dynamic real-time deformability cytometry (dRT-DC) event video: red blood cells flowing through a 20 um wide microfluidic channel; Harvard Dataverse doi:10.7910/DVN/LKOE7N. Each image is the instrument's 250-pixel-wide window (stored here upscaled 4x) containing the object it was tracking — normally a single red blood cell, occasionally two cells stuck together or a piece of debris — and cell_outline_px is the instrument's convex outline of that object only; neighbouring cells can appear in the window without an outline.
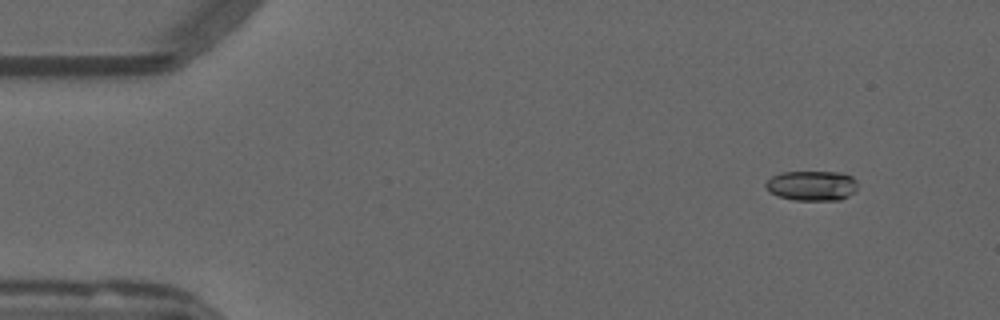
{"species": "common noctule bat (a hibernating species)", "species_latin": "Nyctalus noctula", "temperature_condition": "warm", "stored_images_in_passage": 54, "camera_frame_rate_fps": 3000, "um_per_image_px": 0.085, "animal": {"sex": "male", "forearm_length_mm": 52.5}, "frame": {"image": 1, "passage_image": 5, "time_ms": 1.333, "image_size_px": [1000, 320], "cell_outline_px": [[856, 192], [840, 200], [792, 200], [776, 196], [768, 192], [764, 184], [772, 176], [780, 172], [840, 172], [852, 176], [856, 180]], "centroid_in_image_um": [68.99, 15.79], "position_along_channel_um": 16.0, "area_um2": 16.3}}
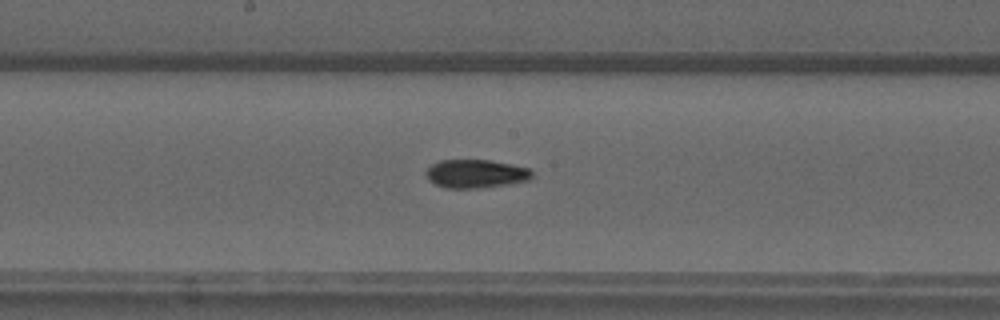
{"frame": {"image": 2, "passage_image": 28, "time_ms": 9.0, "image_size_px": [1000, 320], "cell_outline_px": [[532, 180], [508, 184], [476, 188], [444, 188], [428, 180], [424, 172], [432, 164], [440, 160], [488, 160], [512, 164], [528, 168], [532, 172]], "centroid_in_image_um": [40.43, 14.77], "position_along_channel_um": 207.8, "area_um2": 17.63}}
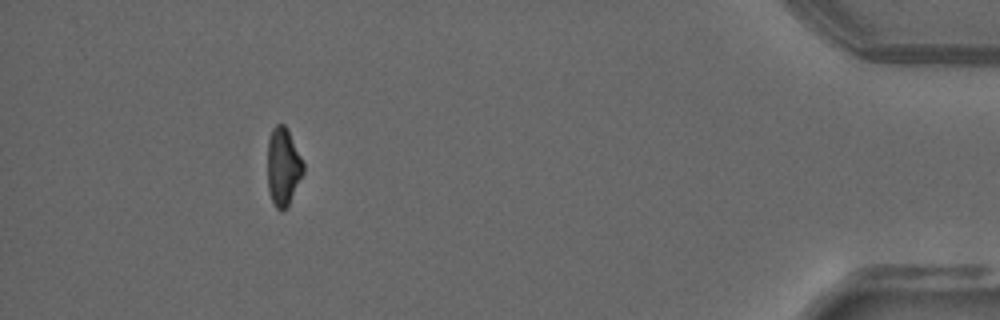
{"frame": {"image": 3, "passage_image": 49, "time_ms": 16.0, "image_size_px": [1000, 320], "cell_outline_px": [[304, 172], [288, 208], [280, 212], [276, 208], [268, 192], [268, 140], [272, 128], [276, 124], [284, 124], [288, 128], [304, 164]], "centroid_in_image_um": [24.08, 14.19], "position_along_channel_um": 411.1, "area_um2": 16.53}, "authors_computed_cell_mechanics": {"area_um2": 16.7909, "velocity_mm_per_s": 3.8142, "shape_relaxation_time_tau1_ms": 7.7935, "shape_relaxation_time_tau2_ms": 3.0458, "deformation_change_tau1": 0.2114, "deformation_change_tau2": 0.0784}}